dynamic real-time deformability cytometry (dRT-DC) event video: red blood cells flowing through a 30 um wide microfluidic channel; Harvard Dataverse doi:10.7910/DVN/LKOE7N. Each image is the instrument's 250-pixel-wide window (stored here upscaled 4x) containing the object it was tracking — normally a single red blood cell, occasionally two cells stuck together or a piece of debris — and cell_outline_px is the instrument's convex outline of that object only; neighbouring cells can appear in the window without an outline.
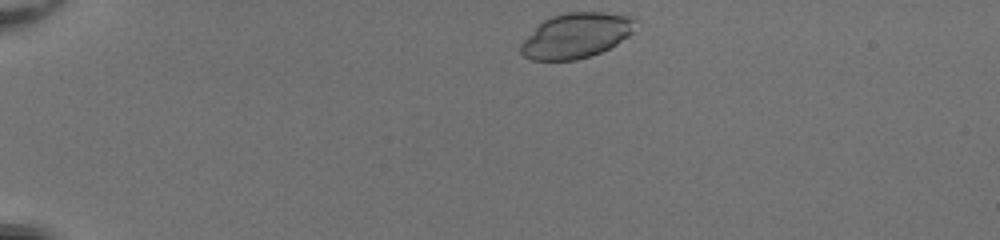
{"species": "common noctule bat (a hibernating species)", "species_latin": "Nyctalus noctula", "temperature_condition": "room temperature", "stored_images_in_passage": 41, "camera_frame_rate_fps": 3000, "um_per_image_px": 0.085, "animal": {"sex": "female", "body_mass_g": 20.0, "forearm_length_mm": 54.0}, "frame": {"image": 1, "passage_image": 1, "time_ms": 0.0, "image_size_px": [1000, 240], "cell_outline_px": [[636, 20], [632, 32], [628, 36], [616, 44], [600, 52], [576, 60], [532, 60], [524, 56], [520, 52], [520, 44], [544, 20], [552, 16], [564, 12], [604, 12], [632, 16]], "centroid_in_image_um": [48.98, 3.01], "position_along_channel_um": 36.0, "area_um2": 29.82}}
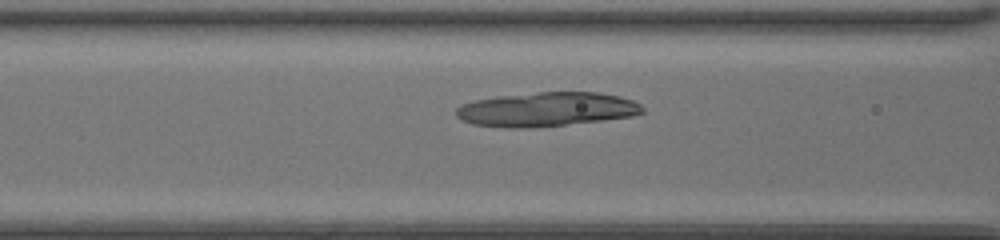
{"frame": {"image": 2, "passage_image": 13, "time_ms": 4.0, "image_size_px": [1000, 240], "cell_outline_px": [[644, 112], [632, 116], [600, 120], [564, 124], [524, 128], [508, 128], [472, 124], [460, 120], [456, 116], [456, 108], [460, 104], [472, 100], [500, 96], [536, 92], [600, 92], [620, 96], [632, 100], [640, 104], [644, 108]], "centroid_in_image_um": [46.42, 9.28], "position_along_channel_um": 120.2, "area_um2": 37.11}}